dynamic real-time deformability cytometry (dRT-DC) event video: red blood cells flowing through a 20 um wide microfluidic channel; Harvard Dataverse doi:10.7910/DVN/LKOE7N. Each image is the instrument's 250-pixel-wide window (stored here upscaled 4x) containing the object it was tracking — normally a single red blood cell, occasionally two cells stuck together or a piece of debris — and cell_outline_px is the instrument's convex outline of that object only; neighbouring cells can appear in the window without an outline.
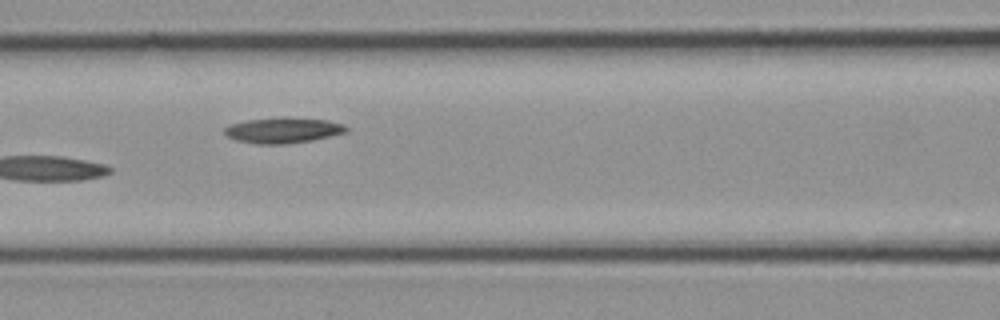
{"species": "common noctule bat (a hibernating species)", "species_latin": "Nyctalus noctula", "temperature_condition": "cold", "stored_images_in_passage": 29, "camera_frame_rate_fps": 3000, "um_per_image_px": 0.085, "animal": {"sex": "female", "body_mass_g": 21.9}, "frame": {"image": 1, "passage_image": 13, "time_ms": 4.0, "image_size_px": [1000, 320], "cell_outline_px": [[348, 128], [344, 132], [312, 140], [288, 144], [256, 144], [236, 140], [228, 136], [224, 132], [224, 128], [228, 124], [244, 120], [280, 116], [288, 116], [328, 120], [344, 124]], "centroid_in_image_um": [24.01, 11.05], "position_along_channel_um": 142.6, "area_um2": 18.5}}
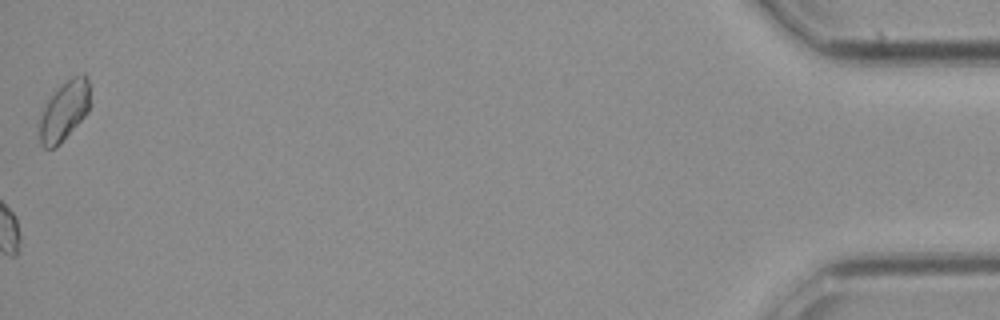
{"frame": {"image": 2, "passage_image": 29, "time_ms": 9.333, "image_size_px": [1000, 320], "cell_outline_px": [[88, 112], [60, 144], [52, 148], [44, 148], [40, 144], [36, 124], [52, 88], [72, 76], [84, 72], [88, 80]], "centroid_in_image_um": [5.37, 9.4], "position_along_channel_um": 429.8, "area_um2": 18.26}}